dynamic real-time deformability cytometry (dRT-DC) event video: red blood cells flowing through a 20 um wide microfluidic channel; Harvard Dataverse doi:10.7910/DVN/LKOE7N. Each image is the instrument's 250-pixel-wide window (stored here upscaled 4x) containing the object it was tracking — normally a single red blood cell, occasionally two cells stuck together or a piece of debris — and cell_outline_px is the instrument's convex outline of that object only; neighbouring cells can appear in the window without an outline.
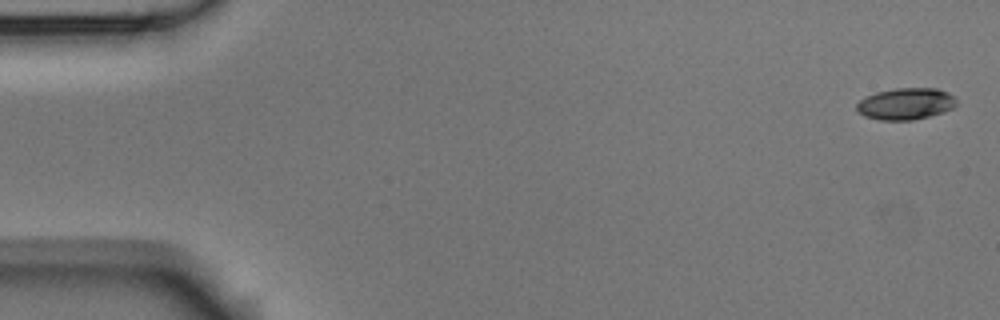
{"species": "Egyptian fruit bat (a non-hibernating species)", "species_latin": "Rousettus aegyptiacus", "temperature_condition": "room temperature", "stored_images_in_passage": 4, "camera_frame_rate_fps": 3000, "um_per_image_px": 0.085, "animal": {"sex": "male"}, "frame": {"image": 1, "passage_image": 1, "time_ms": 0.0, "image_size_px": [1000, 320], "cell_outline_px": [[956, 104], [952, 108], [944, 112], [912, 120], [880, 120], [864, 116], [856, 112], [856, 104], [860, 100], [876, 92], [896, 88], [936, 88], [948, 92], [956, 100]], "centroid_in_image_um": [76.96, 8.82], "position_along_channel_um": 8.0, "area_um2": 18.38}}
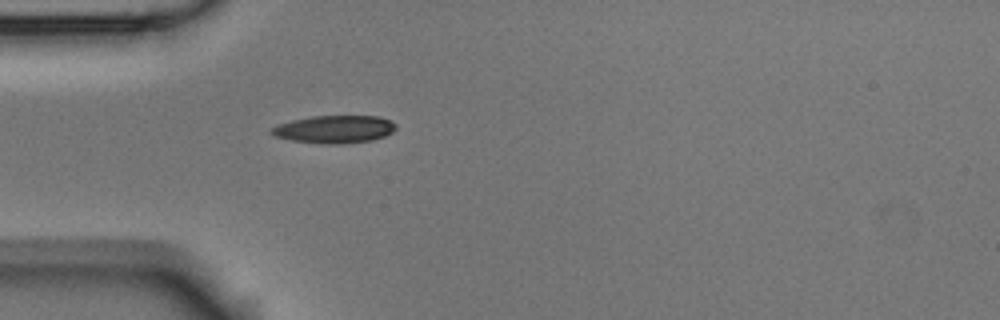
{"frame": {"image": 2, "passage_image": 4, "time_ms": 5.0, "image_size_px": [1000, 320], "cell_outline_px": [[396, 128], [392, 132], [384, 136], [372, 140], [344, 144], [324, 144], [292, 140], [276, 136], [268, 132], [268, 128], [292, 120], [312, 116], [380, 116], [396, 124]], "centroid_in_image_um": [28.41, 10.99], "position_along_channel_um": 56.6, "area_um2": 20.11}}